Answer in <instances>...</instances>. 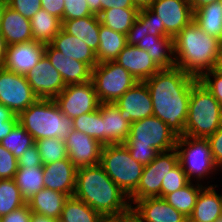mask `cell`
Returning a JSON list of instances; mask_svg holds the SVG:
<instances>
[{
	"mask_svg": "<svg viewBox=\"0 0 222 222\" xmlns=\"http://www.w3.org/2000/svg\"><path fill=\"white\" fill-rule=\"evenodd\" d=\"M31 222H58L56 219H53L51 217L38 215L32 212L31 215Z\"/></svg>",
	"mask_w": 222,
	"mask_h": 222,
	"instance_id": "obj_57",
	"label": "cell"
},
{
	"mask_svg": "<svg viewBox=\"0 0 222 222\" xmlns=\"http://www.w3.org/2000/svg\"><path fill=\"white\" fill-rule=\"evenodd\" d=\"M150 9L161 18L165 36L173 38L194 19L189 0H155Z\"/></svg>",
	"mask_w": 222,
	"mask_h": 222,
	"instance_id": "obj_13",
	"label": "cell"
},
{
	"mask_svg": "<svg viewBox=\"0 0 222 222\" xmlns=\"http://www.w3.org/2000/svg\"><path fill=\"white\" fill-rule=\"evenodd\" d=\"M65 145L69 160L77 168L100 163L103 145L89 135L72 129L65 139Z\"/></svg>",
	"mask_w": 222,
	"mask_h": 222,
	"instance_id": "obj_15",
	"label": "cell"
},
{
	"mask_svg": "<svg viewBox=\"0 0 222 222\" xmlns=\"http://www.w3.org/2000/svg\"><path fill=\"white\" fill-rule=\"evenodd\" d=\"M155 0H132L133 6L139 11L150 8Z\"/></svg>",
	"mask_w": 222,
	"mask_h": 222,
	"instance_id": "obj_54",
	"label": "cell"
},
{
	"mask_svg": "<svg viewBox=\"0 0 222 222\" xmlns=\"http://www.w3.org/2000/svg\"><path fill=\"white\" fill-rule=\"evenodd\" d=\"M77 167L69 160L62 159L43 165L44 187L62 192L69 197L74 195Z\"/></svg>",
	"mask_w": 222,
	"mask_h": 222,
	"instance_id": "obj_19",
	"label": "cell"
},
{
	"mask_svg": "<svg viewBox=\"0 0 222 222\" xmlns=\"http://www.w3.org/2000/svg\"><path fill=\"white\" fill-rule=\"evenodd\" d=\"M22 197L27 201L44 187L43 166L18 167L14 176Z\"/></svg>",
	"mask_w": 222,
	"mask_h": 222,
	"instance_id": "obj_32",
	"label": "cell"
},
{
	"mask_svg": "<svg viewBox=\"0 0 222 222\" xmlns=\"http://www.w3.org/2000/svg\"><path fill=\"white\" fill-rule=\"evenodd\" d=\"M103 116V145L124 144L130 133V123L125 120L115 103H101Z\"/></svg>",
	"mask_w": 222,
	"mask_h": 222,
	"instance_id": "obj_22",
	"label": "cell"
},
{
	"mask_svg": "<svg viewBox=\"0 0 222 222\" xmlns=\"http://www.w3.org/2000/svg\"><path fill=\"white\" fill-rule=\"evenodd\" d=\"M37 99L25 75L0 68V103L18 116Z\"/></svg>",
	"mask_w": 222,
	"mask_h": 222,
	"instance_id": "obj_11",
	"label": "cell"
},
{
	"mask_svg": "<svg viewBox=\"0 0 222 222\" xmlns=\"http://www.w3.org/2000/svg\"><path fill=\"white\" fill-rule=\"evenodd\" d=\"M7 4L27 19H31L41 9V0H7Z\"/></svg>",
	"mask_w": 222,
	"mask_h": 222,
	"instance_id": "obj_45",
	"label": "cell"
},
{
	"mask_svg": "<svg viewBox=\"0 0 222 222\" xmlns=\"http://www.w3.org/2000/svg\"><path fill=\"white\" fill-rule=\"evenodd\" d=\"M178 164V153L176 149H173L160 152L154 160L144 166L139 185L129 196L131 206L137 200L146 197H161L162 179Z\"/></svg>",
	"mask_w": 222,
	"mask_h": 222,
	"instance_id": "obj_10",
	"label": "cell"
},
{
	"mask_svg": "<svg viewBox=\"0 0 222 222\" xmlns=\"http://www.w3.org/2000/svg\"><path fill=\"white\" fill-rule=\"evenodd\" d=\"M114 61L125 68L138 82H144L161 70L150 55L138 46L126 45Z\"/></svg>",
	"mask_w": 222,
	"mask_h": 222,
	"instance_id": "obj_20",
	"label": "cell"
},
{
	"mask_svg": "<svg viewBox=\"0 0 222 222\" xmlns=\"http://www.w3.org/2000/svg\"><path fill=\"white\" fill-rule=\"evenodd\" d=\"M43 165L66 159L67 149L65 140L60 138H43L35 141Z\"/></svg>",
	"mask_w": 222,
	"mask_h": 222,
	"instance_id": "obj_39",
	"label": "cell"
},
{
	"mask_svg": "<svg viewBox=\"0 0 222 222\" xmlns=\"http://www.w3.org/2000/svg\"><path fill=\"white\" fill-rule=\"evenodd\" d=\"M64 20L79 19L94 15L86 0H64Z\"/></svg>",
	"mask_w": 222,
	"mask_h": 222,
	"instance_id": "obj_44",
	"label": "cell"
},
{
	"mask_svg": "<svg viewBox=\"0 0 222 222\" xmlns=\"http://www.w3.org/2000/svg\"><path fill=\"white\" fill-rule=\"evenodd\" d=\"M178 135L154 115L130 124V133L124 143L131 156L147 166L160 152L175 149Z\"/></svg>",
	"mask_w": 222,
	"mask_h": 222,
	"instance_id": "obj_4",
	"label": "cell"
},
{
	"mask_svg": "<svg viewBox=\"0 0 222 222\" xmlns=\"http://www.w3.org/2000/svg\"><path fill=\"white\" fill-rule=\"evenodd\" d=\"M101 222H120V215L118 217L104 218Z\"/></svg>",
	"mask_w": 222,
	"mask_h": 222,
	"instance_id": "obj_62",
	"label": "cell"
},
{
	"mask_svg": "<svg viewBox=\"0 0 222 222\" xmlns=\"http://www.w3.org/2000/svg\"><path fill=\"white\" fill-rule=\"evenodd\" d=\"M73 129L85 133L103 145V116L100 107L73 119Z\"/></svg>",
	"mask_w": 222,
	"mask_h": 222,
	"instance_id": "obj_37",
	"label": "cell"
},
{
	"mask_svg": "<svg viewBox=\"0 0 222 222\" xmlns=\"http://www.w3.org/2000/svg\"><path fill=\"white\" fill-rule=\"evenodd\" d=\"M139 10L136 8H111L99 14L102 25L127 35L135 23Z\"/></svg>",
	"mask_w": 222,
	"mask_h": 222,
	"instance_id": "obj_33",
	"label": "cell"
},
{
	"mask_svg": "<svg viewBox=\"0 0 222 222\" xmlns=\"http://www.w3.org/2000/svg\"><path fill=\"white\" fill-rule=\"evenodd\" d=\"M7 51L5 38L0 34V68L3 66Z\"/></svg>",
	"mask_w": 222,
	"mask_h": 222,
	"instance_id": "obj_56",
	"label": "cell"
},
{
	"mask_svg": "<svg viewBox=\"0 0 222 222\" xmlns=\"http://www.w3.org/2000/svg\"><path fill=\"white\" fill-rule=\"evenodd\" d=\"M68 197V195L62 192L43 188L29 198L26 203L33 213L51 217L58 221Z\"/></svg>",
	"mask_w": 222,
	"mask_h": 222,
	"instance_id": "obj_28",
	"label": "cell"
},
{
	"mask_svg": "<svg viewBox=\"0 0 222 222\" xmlns=\"http://www.w3.org/2000/svg\"><path fill=\"white\" fill-rule=\"evenodd\" d=\"M216 71L221 72L222 73V43L219 49V53L217 56V62L214 68Z\"/></svg>",
	"mask_w": 222,
	"mask_h": 222,
	"instance_id": "obj_59",
	"label": "cell"
},
{
	"mask_svg": "<svg viewBox=\"0 0 222 222\" xmlns=\"http://www.w3.org/2000/svg\"><path fill=\"white\" fill-rule=\"evenodd\" d=\"M136 46L145 50L161 69L175 67L173 37L148 34Z\"/></svg>",
	"mask_w": 222,
	"mask_h": 222,
	"instance_id": "obj_26",
	"label": "cell"
},
{
	"mask_svg": "<svg viewBox=\"0 0 222 222\" xmlns=\"http://www.w3.org/2000/svg\"><path fill=\"white\" fill-rule=\"evenodd\" d=\"M64 5V0H41V9L46 10L61 21L64 20Z\"/></svg>",
	"mask_w": 222,
	"mask_h": 222,
	"instance_id": "obj_51",
	"label": "cell"
},
{
	"mask_svg": "<svg viewBox=\"0 0 222 222\" xmlns=\"http://www.w3.org/2000/svg\"><path fill=\"white\" fill-rule=\"evenodd\" d=\"M115 104L130 124L153 115L152 99L145 82H137Z\"/></svg>",
	"mask_w": 222,
	"mask_h": 222,
	"instance_id": "obj_16",
	"label": "cell"
},
{
	"mask_svg": "<svg viewBox=\"0 0 222 222\" xmlns=\"http://www.w3.org/2000/svg\"><path fill=\"white\" fill-rule=\"evenodd\" d=\"M222 126V106L197 79L191 88L185 136L207 138Z\"/></svg>",
	"mask_w": 222,
	"mask_h": 222,
	"instance_id": "obj_6",
	"label": "cell"
},
{
	"mask_svg": "<svg viewBox=\"0 0 222 222\" xmlns=\"http://www.w3.org/2000/svg\"><path fill=\"white\" fill-rule=\"evenodd\" d=\"M131 208L143 222H188L186 216L159 196L137 200Z\"/></svg>",
	"mask_w": 222,
	"mask_h": 222,
	"instance_id": "obj_21",
	"label": "cell"
},
{
	"mask_svg": "<svg viewBox=\"0 0 222 222\" xmlns=\"http://www.w3.org/2000/svg\"><path fill=\"white\" fill-rule=\"evenodd\" d=\"M91 81L101 103H115L138 81L115 61L98 63Z\"/></svg>",
	"mask_w": 222,
	"mask_h": 222,
	"instance_id": "obj_9",
	"label": "cell"
},
{
	"mask_svg": "<svg viewBox=\"0 0 222 222\" xmlns=\"http://www.w3.org/2000/svg\"><path fill=\"white\" fill-rule=\"evenodd\" d=\"M218 2H219L220 6L222 8V0H219Z\"/></svg>",
	"mask_w": 222,
	"mask_h": 222,
	"instance_id": "obj_64",
	"label": "cell"
},
{
	"mask_svg": "<svg viewBox=\"0 0 222 222\" xmlns=\"http://www.w3.org/2000/svg\"><path fill=\"white\" fill-rule=\"evenodd\" d=\"M104 217L74 196L68 197L58 222H101Z\"/></svg>",
	"mask_w": 222,
	"mask_h": 222,
	"instance_id": "obj_34",
	"label": "cell"
},
{
	"mask_svg": "<svg viewBox=\"0 0 222 222\" xmlns=\"http://www.w3.org/2000/svg\"><path fill=\"white\" fill-rule=\"evenodd\" d=\"M138 16L145 23V29L148 30L149 35L165 36V28L161 18L150 8L140 10Z\"/></svg>",
	"mask_w": 222,
	"mask_h": 222,
	"instance_id": "obj_43",
	"label": "cell"
},
{
	"mask_svg": "<svg viewBox=\"0 0 222 222\" xmlns=\"http://www.w3.org/2000/svg\"><path fill=\"white\" fill-rule=\"evenodd\" d=\"M17 122V115L11 109L0 103V141L10 133Z\"/></svg>",
	"mask_w": 222,
	"mask_h": 222,
	"instance_id": "obj_46",
	"label": "cell"
},
{
	"mask_svg": "<svg viewBox=\"0 0 222 222\" xmlns=\"http://www.w3.org/2000/svg\"><path fill=\"white\" fill-rule=\"evenodd\" d=\"M44 55L61 74L65 85L82 84L91 80L92 68L88 64L70 59V57H64L51 44H46Z\"/></svg>",
	"mask_w": 222,
	"mask_h": 222,
	"instance_id": "obj_18",
	"label": "cell"
},
{
	"mask_svg": "<svg viewBox=\"0 0 222 222\" xmlns=\"http://www.w3.org/2000/svg\"><path fill=\"white\" fill-rule=\"evenodd\" d=\"M17 170V158L0 144V179H14Z\"/></svg>",
	"mask_w": 222,
	"mask_h": 222,
	"instance_id": "obj_42",
	"label": "cell"
},
{
	"mask_svg": "<svg viewBox=\"0 0 222 222\" xmlns=\"http://www.w3.org/2000/svg\"><path fill=\"white\" fill-rule=\"evenodd\" d=\"M17 117L35 141L43 138L65 140L73 129V119L61 112L54 99L38 98Z\"/></svg>",
	"mask_w": 222,
	"mask_h": 222,
	"instance_id": "obj_5",
	"label": "cell"
},
{
	"mask_svg": "<svg viewBox=\"0 0 222 222\" xmlns=\"http://www.w3.org/2000/svg\"><path fill=\"white\" fill-rule=\"evenodd\" d=\"M32 211L27 203L18 209L10 212L8 215L2 216L0 222H31Z\"/></svg>",
	"mask_w": 222,
	"mask_h": 222,
	"instance_id": "obj_50",
	"label": "cell"
},
{
	"mask_svg": "<svg viewBox=\"0 0 222 222\" xmlns=\"http://www.w3.org/2000/svg\"><path fill=\"white\" fill-rule=\"evenodd\" d=\"M101 12L111 8H135L132 0H100Z\"/></svg>",
	"mask_w": 222,
	"mask_h": 222,
	"instance_id": "obj_52",
	"label": "cell"
},
{
	"mask_svg": "<svg viewBox=\"0 0 222 222\" xmlns=\"http://www.w3.org/2000/svg\"><path fill=\"white\" fill-rule=\"evenodd\" d=\"M214 222H222V216H220L218 219H216Z\"/></svg>",
	"mask_w": 222,
	"mask_h": 222,
	"instance_id": "obj_63",
	"label": "cell"
},
{
	"mask_svg": "<svg viewBox=\"0 0 222 222\" xmlns=\"http://www.w3.org/2000/svg\"><path fill=\"white\" fill-rule=\"evenodd\" d=\"M38 98L55 99L66 87L61 74L44 55L25 75Z\"/></svg>",
	"mask_w": 222,
	"mask_h": 222,
	"instance_id": "obj_14",
	"label": "cell"
},
{
	"mask_svg": "<svg viewBox=\"0 0 222 222\" xmlns=\"http://www.w3.org/2000/svg\"><path fill=\"white\" fill-rule=\"evenodd\" d=\"M17 161L18 167L43 166L42 158L35 144L28 147Z\"/></svg>",
	"mask_w": 222,
	"mask_h": 222,
	"instance_id": "obj_47",
	"label": "cell"
},
{
	"mask_svg": "<svg viewBox=\"0 0 222 222\" xmlns=\"http://www.w3.org/2000/svg\"><path fill=\"white\" fill-rule=\"evenodd\" d=\"M203 187L202 184L189 182L183 188L167 194L164 199L177 211L189 218L196 204L198 194Z\"/></svg>",
	"mask_w": 222,
	"mask_h": 222,
	"instance_id": "obj_35",
	"label": "cell"
},
{
	"mask_svg": "<svg viewBox=\"0 0 222 222\" xmlns=\"http://www.w3.org/2000/svg\"><path fill=\"white\" fill-rule=\"evenodd\" d=\"M204 186L198 194L196 204L188 222H214L222 216V189Z\"/></svg>",
	"mask_w": 222,
	"mask_h": 222,
	"instance_id": "obj_23",
	"label": "cell"
},
{
	"mask_svg": "<svg viewBox=\"0 0 222 222\" xmlns=\"http://www.w3.org/2000/svg\"><path fill=\"white\" fill-rule=\"evenodd\" d=\"M99 165L128 197L137 189L144 169L124 144L103 145Z\"/></svg>",
	"mask_w": 222,
	"mask_h": 222,
	"instance_id": "obj_8",
	"label": "cell"
},
{
	"mask_svg": "<svg viewBox=\"0 0 222 222\" xmlns=\"http://www.w3.org/2000/svg\"><path fill=\"white\" fill-rule=\"evenodd\" d=\"M0 144L18 159L23 152L35 144L34 138L17 122L10 133L0 141Z\"/></svg>",
	"mask_w": 222,
	"mask_h": 222,
	"instance_id": "obj_38",
	"label": "cell"
},
{
	"mask_svg": "<svg viewBox=\"0 0 222 222\" xmlns=\"http://www.w3.org/2000/svg\"><path fill=\"white\" fill-rule=\"evenodd\" d=\"M216 174H217V176H218V174L220 175H222V163H220L219 165H217V168H216ZM220 175V177H218V182H221L220 184H214V186L216 187V188H218L220 185H222V176ZM219 179H220V181H219ZM222 186H220V188H221Z\"/></svg>",
	"mask_w": 222,
	"mask_h": 222,
	"instance_id": "obj_60",
	"label": "cell"
},
{
	"mask_svg": "<svg viewBox=\"0 0 222 222\" xmlns=\"http://www.w3.org/2000/svg\"><path fill=\"white\" fill-rule=\"evenodd\" d=\"M148 35V30L145 29V23L138 16L135 23L127 33V45L136 46L143 37Z\"/></svg>",
	"mask_w": 222,
	"mask_h": 222,
	"instance_id": "obj_48",
	"label": "cell"
},
{
	"mask_svg": "<svg viewBox=\"0 0 222 222\" xmlns=\"http://www.w3.org/2000/svg\"><path fill=\"white\" fill-rule=\"evenodd\" d=\"M54 100L61 112L71 119L93 112L101 104L91 80L82 84L66 85Z\"/></svg>",
	"mask_w": 222,
	"mask_h": 222,
	"instance_id": "obj_12",
	"label": "cell"
},
{
	"mask_svg": "<svg viewBox=\"0 0 222 222\" xmlns=\"http://www.w3.org/2000/svg\"><path fill=\"white\" fill-rule=\"evenodd\" d=\"M0 34L5 38L7 45L33 40L30 19L23 17L8 5L3 13Z\"/></svg>",
	"mask_w": 222,
	"mask_h": 222,
	"instance_id": "obj_25",
	"label": "cell"
},
{
	"mask_svg": "<svg viewBox=\"0 0 222 222\" xmlns=\"http://www.w3.org/2000/svg\"><path fill=\"white\" fill-rule=\"evenodd\" d=\"M33 41L50 44L62 27V22L56 16L40 9L30 19Z\"/></svg>",
	"mask_w": 222,
	"mask_h": 222,
	"instance_id": "obj_30",
	"label": "cell"
},
{
	"mask_svg": "<svg viewBox=\"0 0 222 222\" xmlns=\"http://www.w3.org/2000/svg\"><path fill=\"white\" fill-rule=\"evenodd\" d=\"M25 204L14 179H0V218Z\"/></svg>",
	"mask_w": 222,
	"mask_h": 222,
	"instance_id": "obj_36",
	"label": "cell"
},
{
	"mask_svg": "<svg viewBox=\"0 0 222 222\" xmlns=\"http://www.w3.org/2000/svg\"><path fill=\"white\" fill-rule=\"evenodd\" d=\"M90 11L94 15H99L101 13V3L100 0H86Z\"/></svg>",
	"mask_w": 222,
	"mask_h": 222,
	"instance_id": "obj_55",
	"label": "cell"
},
{
	"mask_svg": "<svg viewBox=\"0 0 222 222\" xmlns=\"http://www.w3.org/2000/svg\"><path fill=\"white\" fill-rule=\"evenodd\" d=\"M197 80L180 68L161 69L146 83L152 99L153 115L178 136L184 135L190 93Z\"/></svg>",
	"mask_w": 222,
	"mask_h": 222,
	"instance_id": "obj_1",
	"label": "cell"
},
{
	"mask_svg": "<svg viewBox=\"0 0 222 222\" xmlns=\"http://www.w3.org/2000/svg\"><path fill=\"white\" fill-rule=\"evenodd\" d=\"M189 183L188 178L182 166L176 165L167 176L162 179L161 197L164 198L167 194L172 193L186 186Z\"/></svg>",
	"mask_w": 222,
	"mask_h": 222,
	"instance_id": "obj_40",
	"label": "cell"
},
{
	"mask_svg": "<svg viewBox=\"0 0 222 222\" xmlns=\"http://www.w3.org/2000/svg\"><path fill=\"white\" fill-rule=\"evenodd\" d=\"M7 0H0V28H1V21L3 17V13L7 7Z\"/></svg>",
	"mask_w": 222,
	"mask_h": 222,
	"instance_id": "obj_61",
	"label": "cell"
},
{
	"mask_svg": "<svg viewBox=\"0 0 222 222\" xmlns=\"http://www.w3.org/2000/svg\"><path fill=\"white\" fill-rule=\"evenodd\" d=\"M50 44L59 50L64 57L84 62L92 69L98 64L96 52L88 47L85 42L66 33L62 28Z\"/></svg>",
	"mask_w": 222,
	"mask_h": 222,
	"instance_id": "obj_24",
	"label": "cell"
},
{
	"mask_svg": "<svg viewBox=\"0 0 222 222\" xmlns=\"http://www.w3.org/2000/svg\"><path fill=\"white\" fill-rule=\"evenodd\" d=\"M193 21L205 33L222 42V8L219 2L205 4L195 9Z\"/></svg>",
	"mask_w": 222,
	"mask_h": 222,
	"instance_id": "obj_31",
	"label": "cell"
},
{
	"mask_svg": "<svg viewBox=\"0 0 222 222\" xmlns=\"http://www.w3.org/2000/svg\"><path fill=\"white\" fill-rule=\"evenodd\" d=\"M198 80L222 106V73L213 69L205 72Z\"/></svg>",
	"mask_w": 222,
	"mask_h": 222,
	"instance_id": "obj_41",
	"label": "cell"
},
{
	"mask_svg": "<svg viewBox=\"0 0 222 222\" xmlns=\"http://www.w3.org/2000/svg\"><path fill=\"white\" fill-rule=\"evenodd\" d=\"M99 38L100 42L96 52L98 63L114 61L127 45V36L125 34L113 31L101 23Z\"/></svg>",
	"mask_w": 222,
	"mask_h": 222,
	"instance_id": "obj_29",
	"label": "cell"
},
{
	"mask_svg": "<svg viewBox=\"0 0 222 222\" xmlns=\"http://www.w3.org/2000/svg\"><path fill=\"white\" fill-rule=\"evenodd\" d=\"M218 1L219 0H189L190 4L192 5L193 10H195L198 7H201L205 4L216 3Z\"/></svg>",
	"mask_w": 222,
	"mask_h": 222,
	"instance_id": "obj_58",
	"label": "cell"
},
{
	"mask_svg": "<svg viewBox=\"0 0 222 222\" xmlns=\"http://www.w3.org/2000/svg\"><path fill=\"white\" fill-rule=\"evenodd\" d=\"M73 196L104 218L118 217L131 209L128 195L111 180L99 164L77 168Z\"/></svg>",
	"mask_w": 222,
	"mask_h": 222,
	"instance_id": "obj_2",
	"label": "cell"
},
{
	"mask_svg": "<svg viewBox=\"0 0 222 222\" xmlns=\"http://www.w3.org/2000/svg\"><path fill=\"white\" fill-rule=\"evenodd\" d=\"M175 149L178 153L179 164L189 182L204 186H213L217 183V181L214 182L215 178L217 179V166L213 161L207 138L178 136Z\"/></svg>",
	"mask_w": 222,
	"mask_h": 222,
	"instance_id": "obj_7",
	"label": "cell"
},
{
	"mask_svg": "<svg viewBox=\"0 0 222 222\" xmlns=\"http://www.w3.org/2000/svg\"><path fill=\"white\" fill-rule=\"evenodd\" d=\"M62 29L85 42L88 47L97 52L100 38V18L99 15L85 16L79 19L63 20Z\"/></svg>",
	"mask_w": 222,
	"mask_h": 222,
	"instance_id": "obj_27",
	"label": "cell"
},
{
	"mask_svg": "<svg viewBox=\"0 0 222 222\" xmlns=\"http://www.w3.org/2000/svg\"><path fill=\"white\" fill-rule=\"evenodd\" d=\"M46 44L37 41L7 45L3 68L26 75L44 56Z\"/></svg>",
	"mask_w": 222,
	"mask_h": 222,
	"instance_id": "obj_17",
	"label": "cell"
},
{
	"mask_svg": "<svg viewBox=\"0 0 222 222\" xmlns=\"http://www.w3.org/2000/svg\"><path fill=\"white\" fill-rule=\"evenodd\" d=\"M120 222H143V220L131 208L126 213L120 215Z\"/></svg>",
	"mask_w": 222,
	"mask_h": 222,
	"instance_id": "obj_53",
	"label": "cell"
},
{
	"mask_svg": "<svg viewBox=\"0 0 222 222\" xmlns=\"http://www.w3.org/2000/svg\"><path fill=\"white\" fill-rule=\"evenodd\" d=\"M221 43L192 21L174 37L175 67L199 79L215 68Z\"/></svg>",
	"mask_w": 222,
	"mask_h": 222,
	"instance_id": "obj_3",
	"label": "cell"
},
{
	"mask_svg": "<svg viewBox=\"0 0 222 222\" xmlns=\"http://www.w3.org/2000/svg\"><path fill=\"white\" fill-rule=\"evenodd\" d=\"M215 165L222 163V126L212 135L207 137Z\"/></svg>",
	"mask_w": 222,
	"mask_h": 222,
	"instance_id": "obj_49",
	"label": "cell"
}]
</instances>
